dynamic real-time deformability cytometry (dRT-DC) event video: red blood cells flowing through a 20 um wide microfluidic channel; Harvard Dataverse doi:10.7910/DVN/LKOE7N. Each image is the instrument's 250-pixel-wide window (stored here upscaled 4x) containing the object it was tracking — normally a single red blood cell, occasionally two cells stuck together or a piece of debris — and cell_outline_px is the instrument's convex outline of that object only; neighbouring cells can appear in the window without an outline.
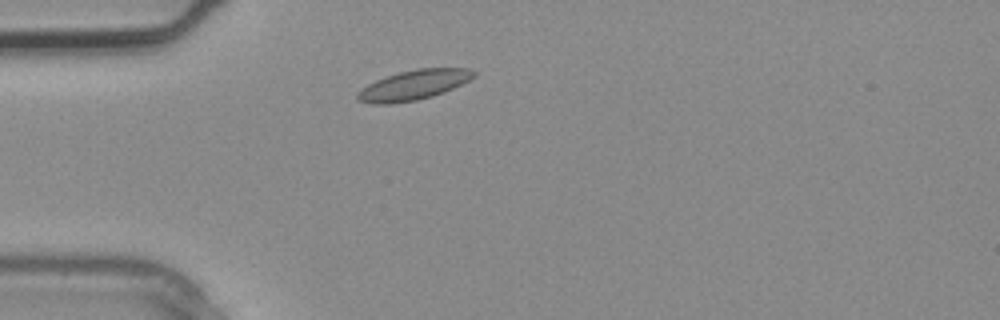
{"species": "common noctule bat (a hibernating species)", "species_latin": "Nyctalus noctula", "temperature_condition": "warm", "stored_images_in_passage": 3, "camera_frame_rate_fps": 3000, "um_per_image_px": 0.085, "animal": {"sex": "male", "body_mass_g": 20.4}, "frame": {"image": 1, "passage_image": 3, "time_ms": 0.667, "image_size_px": [1000, 320], "cell_outline_px": [[476, 76], [444, 92], [432, 96], [416, 100], [392, 104], [372, 104], [356, 100], [356, 92], [360, 88], [376, 80], [400, 72], [416, 68], [468, 68], [476, 72]], "centroid_in_image_um": [35.11, 7.23], "position_along_channel_um": 49.9, "area_um2": 20.23}}